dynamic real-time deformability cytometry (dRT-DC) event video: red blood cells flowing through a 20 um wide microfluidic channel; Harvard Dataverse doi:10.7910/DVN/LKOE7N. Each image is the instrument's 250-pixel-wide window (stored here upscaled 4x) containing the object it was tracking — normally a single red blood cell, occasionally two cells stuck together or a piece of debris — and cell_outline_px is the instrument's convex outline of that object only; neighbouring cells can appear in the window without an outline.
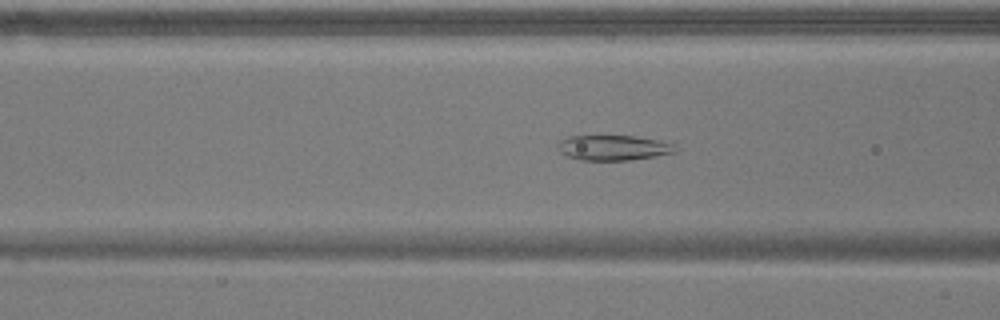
{"species": "common noctule bat (a hibernating species)", "species_latin": "Nyctalus noctula", "temperature_condition": "warm", "stored_images_in_passage": 42, "camera_frame_rate_fps": 3000, "um_per_image_px": 0.085, "animal": {"sex": "male", "body_mass_g": 17.9}, "frame": {"image": 1, "passage_image": 10, "time_ms": 3.0, "image_size_px": [1000, 320], "cell_outline_px": [[676, 152], [628, 160], [580, 160], [568, 156], [560, 152], [556, 148], [556, 144], [560, 140], [568, 136], [632, 136], [656, 140], [672, 144], [676, 148]], "centroid_in_image_um": [52.04, 12.55], "position_along_channel_um": 114.6, "area_um2": 16.99}}
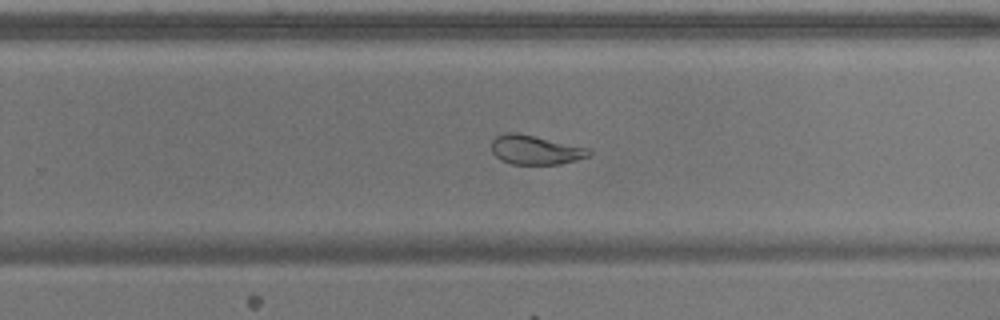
{"frame": {"image": 2, "passage_image": 24, "time_ms": 7.667, "image_size_px": [1000, 320], "cell_outline_px": [[592, 152], [588, 156], [576, 160], [560, 164], [512, 164], [500, 160], [492, 152], [492, 140], [496, 136], [504, 132], [516, 132], [588, 148]], "centroid_in_image_um": [45.47, 12.74], "position_along_channel_um": 284.3, "area_um2": 16.47}}
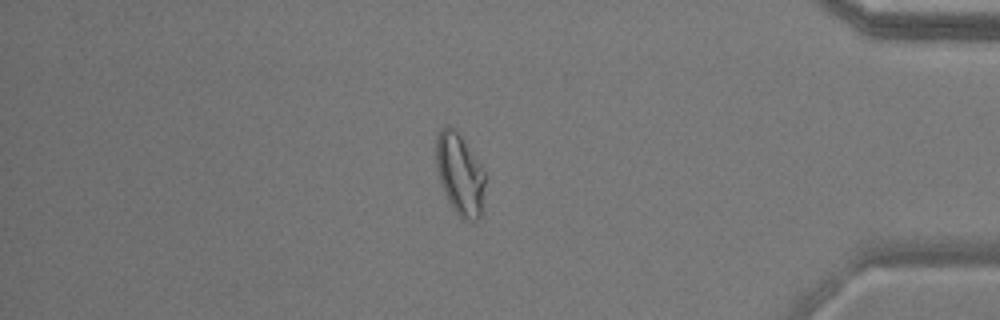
{"frame": {"image": 3, "passage_image": 36, "time_ms": 11.667, "image_size_px": [1000, 320], "cell_outline_px": [[484, 212], [472, 224], [464, 220], [456, 212], [448, 200], [440, 180], [436, 168], [436, 136], [440, 128], [444, 124], [448, 124], [456, 128], [484, 168]], "centroid_in_image_um": [39.11, 14.78], "position_along_channel_um": 396.1, "area_um2": 23.87}, "authors_computed_cell_mechanics": {"area_um2": 18.8428, "velocity_mm_per_s": 3.6414, "shape_relaxation_time_tau1_ms": null, "shape_relaxation_time_tau2_ms": 4.668, "deformation_change_tau1": null, "deformation_change_tau2": 0.0586}}